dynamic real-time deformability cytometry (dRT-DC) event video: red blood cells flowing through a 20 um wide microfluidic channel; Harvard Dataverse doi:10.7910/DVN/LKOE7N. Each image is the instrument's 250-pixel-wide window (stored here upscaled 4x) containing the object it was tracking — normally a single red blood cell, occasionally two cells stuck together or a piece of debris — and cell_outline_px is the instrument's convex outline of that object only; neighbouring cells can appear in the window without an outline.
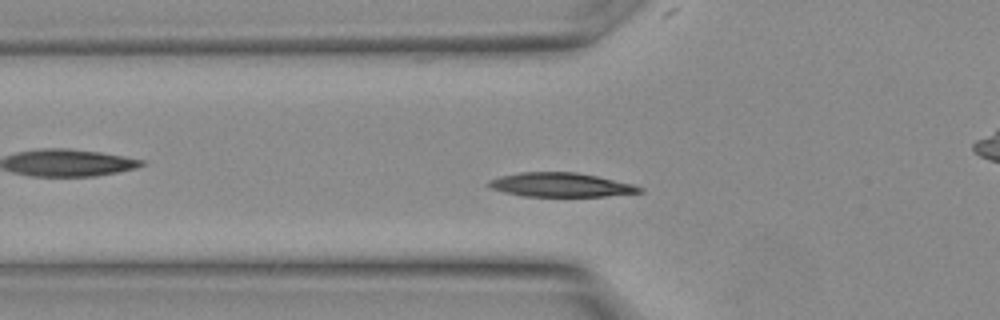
{"species": "Egyptian fruit bat (a non-hibernating species)", "species_latin": "Rousettus aegyptiacus", "temperature_condition": "warm", "stored_images_in_passage": 13, "camera_frame_rate_fps": 3000, "um_per_image_px": 0.085, "animal": {"sex": "female"}, "frame": {"image": 1, "passage_image": 3, "time_ms": 0.667, "image_size_px": [1000, 320], "cell_outline_px": [[644, 192], [604, 196], [524, 196], [504, 192], [488, 188], [484, 184], [488, 180], [500, 176], [520, 172], [576, 172], [596, 176], [632, 184], [644, 188]], "centroid_in_image_um": [47.6, 15.71], "position_along_channel_um": 78.2, "area_um2": 21.21}}
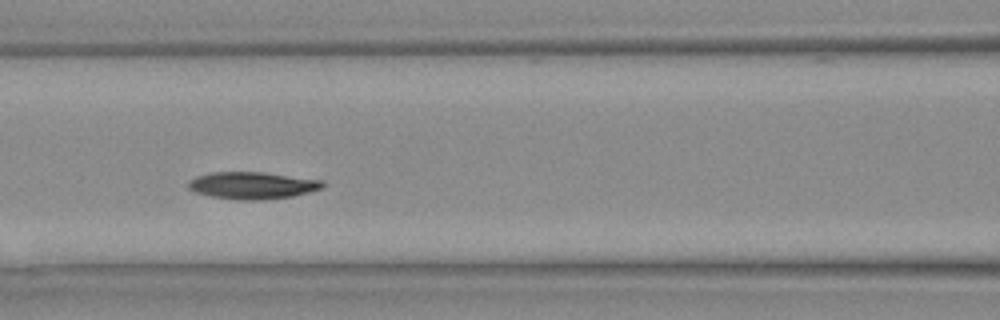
{"frame": {"image": 2, "passage_image": 6, "time_ms": 1.667, "image_size_px": [1000, 320], "cell_outline_px": [[324, 188], [292, 196], [264, 200], [236, 200], [212, 196], [196, 192], [188, 188], [188, 180], [196, 176], [212, 172], [264, 172], [324, 180]], "centroid_in_image_um": [21.47, 15.76], "position_along_channel_um": 145.1, "area_um2": 21.33}}